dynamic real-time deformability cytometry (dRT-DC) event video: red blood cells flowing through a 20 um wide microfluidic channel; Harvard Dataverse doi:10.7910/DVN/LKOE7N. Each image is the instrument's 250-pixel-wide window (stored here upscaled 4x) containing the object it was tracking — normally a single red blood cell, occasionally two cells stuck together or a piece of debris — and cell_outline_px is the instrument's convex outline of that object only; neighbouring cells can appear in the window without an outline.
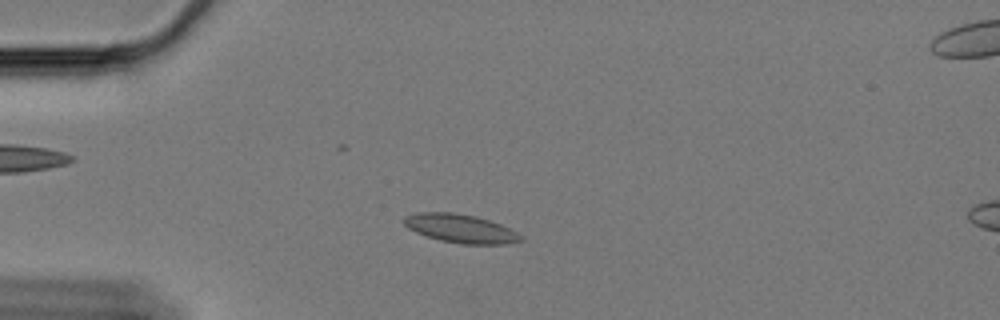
{"species": "Egyptian fruit bat (a non-hibernating species)", "species_latin": "Rousettus aegyptiacus", "temperature_condition": "cold", "stored_images_in_passage": 53, "camera_frame_rate_fps": 3000, "um_per_image_px": 0.085, "animal": {"sex": "female"}, "frame": {"image": 1, "passage_image": 8, "time_ms": 2.333, "image_size_px": [1000, 320], "cell_outline_px": [[524, 240], [508, 244], [460, 244], [440, 240], [416, 232], [408, 228], [400, 220], [404, 216], [420, 212], [452, 212], [476, 216], [500, 224], [524, 236]], "centroid_in_image_um": [39.14, 19.42], "position_along_channel_um": 45.9, "area_um2": 19.54}}
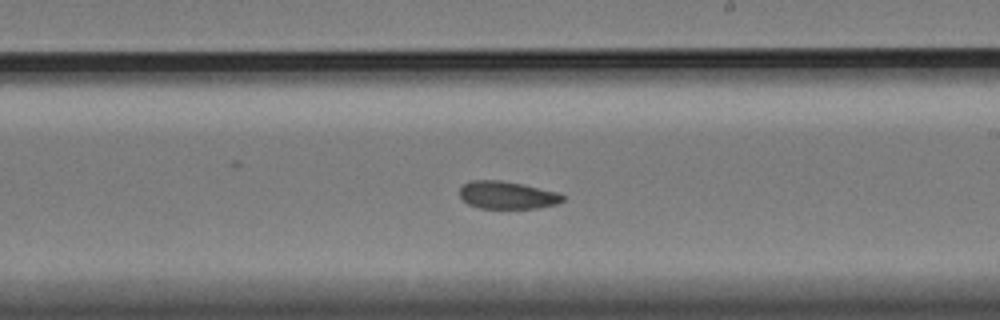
{"frame": {"image": 2, "passage_image": 28, "time_ms": 9.0, "image_size_px": [1000, 320], "cell_outline_px": [[564, 200], [556, 204], [540, 208], [480, 208], [468, 204], [460, 196], [460, 188], [464, 184], [472, 180], [500, 180], [560, 192], [564, 196]], "centroid_in_image_um": [43.13, 16.59], "position_along_channel_um": 245.9, "area_um2": 16.53}}
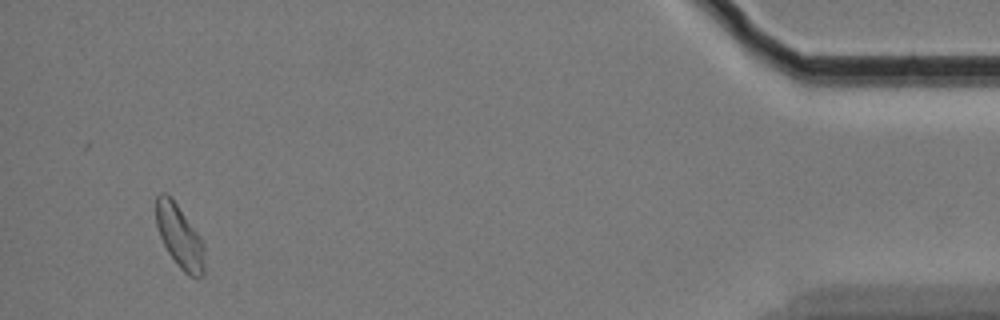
{"frame": {"image": 3, "passage_image": 50, "time_ms": 16.333, "image_size_px": [1000, 320], "cell_outline_px": [[204, 276], [188, 276], [180, 268], [168, 252], [160, 236], [156, 224], [156, 196], [160, 192], [164, 192], [176, 204], [200, 236], [204, 244]], "centroid_in_image_um": [15.27, 20.12], "position_along_channel_um": 419.9, "area_um2": 17.51}, "authors_computed_cell_mechanics": {"area_um2": 17.4556, "velocity_mm_per_s": 3.308, "shape_relaxation_time_tau1_ms": null, "shape_relaxation_time_tau2_ms": 4.7178, "deformation_change_tau1": null, "deformation_change_tau2": 0.0736}}